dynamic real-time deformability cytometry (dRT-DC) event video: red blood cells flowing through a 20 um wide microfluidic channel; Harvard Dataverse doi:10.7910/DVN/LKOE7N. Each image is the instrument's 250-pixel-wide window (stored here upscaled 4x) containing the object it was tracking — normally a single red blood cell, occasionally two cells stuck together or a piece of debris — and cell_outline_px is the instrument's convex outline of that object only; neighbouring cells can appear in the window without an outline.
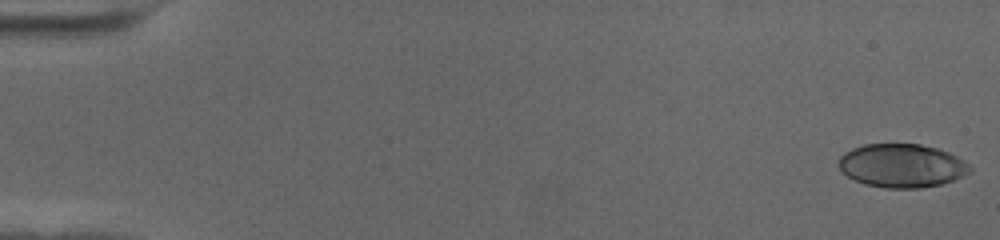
{"species": "human", "species_latin": "Homo sapiens", "temperature_condition": "cold", "stored_images_in_passage": 58, "camera_frame_rate_fps": 3000, "um_per_image_px": 0.085, "donor": {"sex": "female"}, "frame": {"image": 1, "passage_image": 1, "time_ms": 0.0, "image_size_px": [1000, 240], "cell_outline_px": [[972, 172], [964, 176], [940, 184], [920, 188], [884, 188], [864, 184], [848, 176], [836, 164], [840, 156], [844, 152], [852, 148], [864, 144], [920, 144], [936, 148], [948, 152], [964, 160], [972, 168]], "centroid_in_image_um": [76.65, 14.08], "position_along_channel_um": 8.3, "area_um2": 33.41}}
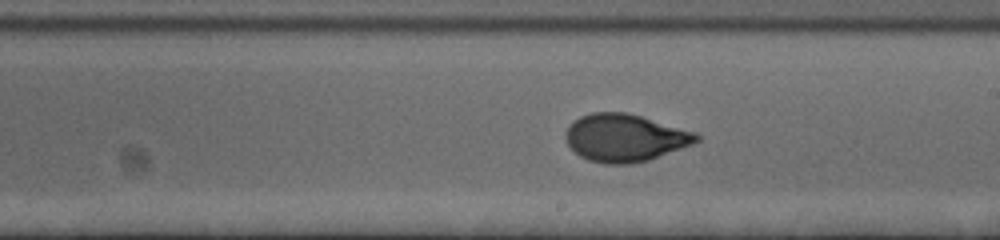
{"frame": {"image": 2, "passage_image": 34, "time_ms": 11.0, "image_size_px": [1000, 240], "cell_outline_px": [[700, 140], [692, 144], [648, 160], [628, 164], [604, 164], [588, 160], [580, 156], [568, 144], [564, 136], [564, 132], [580, 116], [592, 112], [628, 112], [696, 132], [700, 136]], "centroid_in_image_um": [53.12, 11.71], "position_along_channel_um": 235.9, "area_um2": 36.13}}
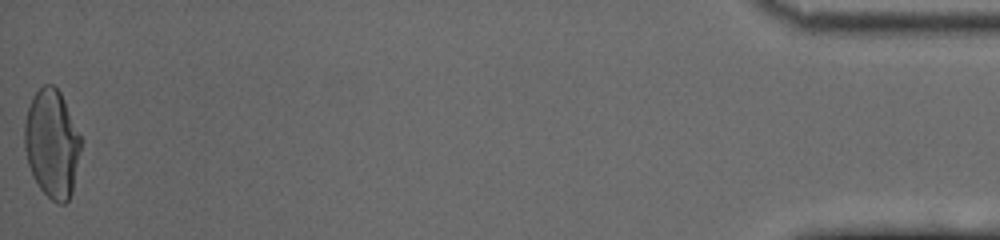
{"frame": {"image": 3, "passage_image": 58, "time_ms": 19.0, "image_size_px": [1000, 240], "cell_outline_px": [[80, 152], [72, 192], [68, 200], [64, 204], [60, 204], [52, 200], [40, 188], [28, 164], [24, 148], [24, 120], [32, 96], [44, 84], [52, 84], [60, 92], [64, 100], [80, 136]], "centroid_in_image_um": [4.4, 12.2], "position_along_channel_um": 430.8, "area_um2": 35.2}, "authors_computed_cell_mechanics": {"area_um2": 34.9401, "velocity_mm_per_s": 3.5357, "shape_relaxation_time_tau1_ms": 5.0835, "shape_relaxation_time_tau2_ms": 0.8833, "deformation_change_tau1": 0.203, "deformation_change_tau2": 0.0569}}